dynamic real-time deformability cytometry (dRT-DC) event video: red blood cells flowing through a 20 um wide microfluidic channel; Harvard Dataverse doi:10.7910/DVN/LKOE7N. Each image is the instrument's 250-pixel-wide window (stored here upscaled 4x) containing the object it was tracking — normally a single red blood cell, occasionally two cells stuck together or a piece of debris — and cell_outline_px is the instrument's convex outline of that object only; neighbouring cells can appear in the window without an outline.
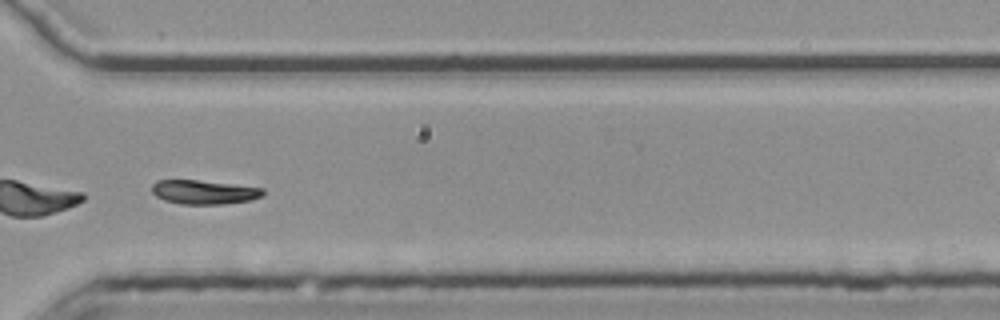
{"species": "common noctule bat (a hibernating species)", "species_latin": "Nyctalus noctula", "temperature_condition": "room temperature", "stored_images_in_passage": 36, "camera_frame_rate_fps": 3000, "um_per_image_px": 0.085, "animal": {"sex": "female", "body_mass_g": 25.1}, "frame": {"image": 1, "passage_image": 26, "time_ms": 8.333, "image_size_px": [1000, 320], "cell_outline_px": [[264, 196], [248, 200], [224, 204], [180, 204], [164, 200], [156, 196], [152, 192], [152, 184], [156, 180], [196, 180], [264, 188]], "centroid_in_image_um": [17.32, 16.33], "position_along_channel_um": 353.3, "area_um2": 15.49}, "authors_computed_cell_mechanics": {"area_um2": 16.0973, "velocity_mm_per_s": 3.7579, "shape_relaxation_time_tau1_ms": 6.8542, "shape_relaxation_time_tau2_ms": null, "deformation_change_tau1": 0.1711, "deformation_change_tau2": null}}